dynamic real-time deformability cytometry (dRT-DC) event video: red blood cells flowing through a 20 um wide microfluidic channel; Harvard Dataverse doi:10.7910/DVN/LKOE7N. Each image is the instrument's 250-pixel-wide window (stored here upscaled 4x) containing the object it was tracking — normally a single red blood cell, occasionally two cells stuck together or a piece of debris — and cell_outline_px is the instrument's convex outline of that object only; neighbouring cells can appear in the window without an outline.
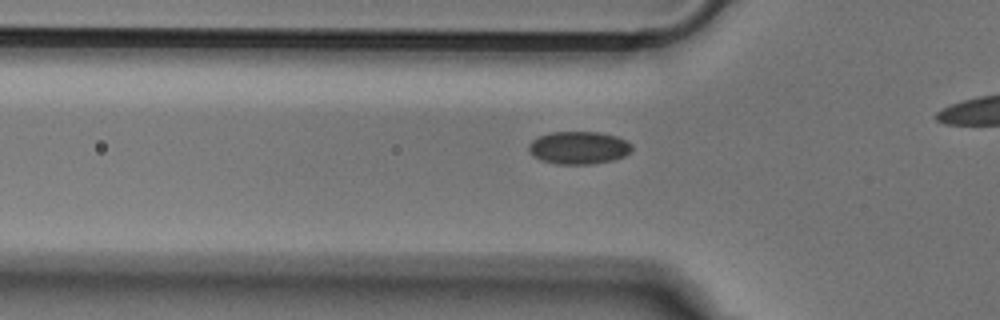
{"species": "Egyptian fruit bat (a non-hibernating species)", "species_latin": "Rousettus aegyptiacus", "temperature_condition": "cold", "stored_images_in_passage": 18, "camera_frame_rate_fps": 3000, "um_per_image_px": 0.085, "animal": {"sex": "male"}, "frame": {"image": 1, "passage_image": 9, "time_ms": 2.667, "image_size_px": [1000, 320], "cell_outline_px": [[632, 148], [624, 156], [612, 160], [592, 164], [556, 164], [540, 160], [528, 148], [528, 144], [532, 140], [540, 136], [552, 132], [600, 132], [616, 136], [632, 144]], "centroid_in_image_um": [49.19, 12.55], "position_along_channel_um": 76.6, "area_um2": 19.48}}
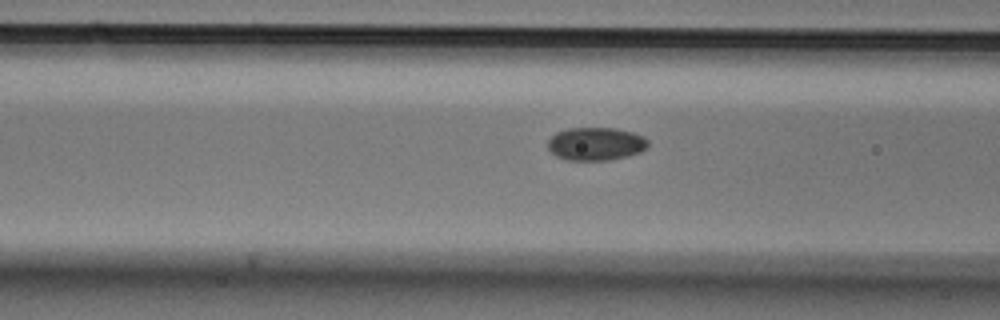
{"frame": {"image": 2, "passage_image": 12, "time_ms": 3.667, "image_size_px": [1000, 320], "cell_outline_px": [[648, 148], [640, 152], [628, 156], [612, 160], [568, 160], [556, 156], [548, 148], [548, 140], [556, 132], [568, 128], [616, 128], [632, 132], [644, 136], [648, 140]], "centroid_in_image_um": [50.67, 12.23], "position_along_channel_um": 115.9, "area_um2": 19.48}}
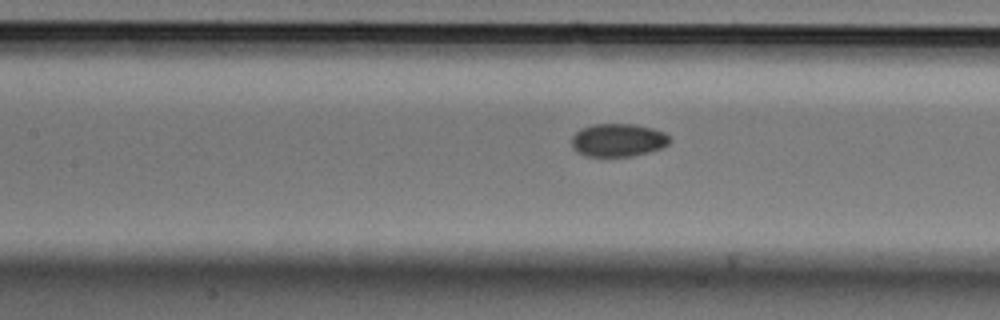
{"frame": {"image": 3, "passage_image": 15, "time_ms": 4.667, "image_size_px": [1000, 320], "cell_outline_px": [[672, 140], [664, 148], [632, 156], [584, 156], [576, 152], [572, 144], [572, 136], [580, 128], [592, 124], [636, 124], [652, 128], [664, 132]], "centroid_in_image_um": [52.54, 11.91], "position_along_channel_um": 154.9, "area_um2": 19.07}}